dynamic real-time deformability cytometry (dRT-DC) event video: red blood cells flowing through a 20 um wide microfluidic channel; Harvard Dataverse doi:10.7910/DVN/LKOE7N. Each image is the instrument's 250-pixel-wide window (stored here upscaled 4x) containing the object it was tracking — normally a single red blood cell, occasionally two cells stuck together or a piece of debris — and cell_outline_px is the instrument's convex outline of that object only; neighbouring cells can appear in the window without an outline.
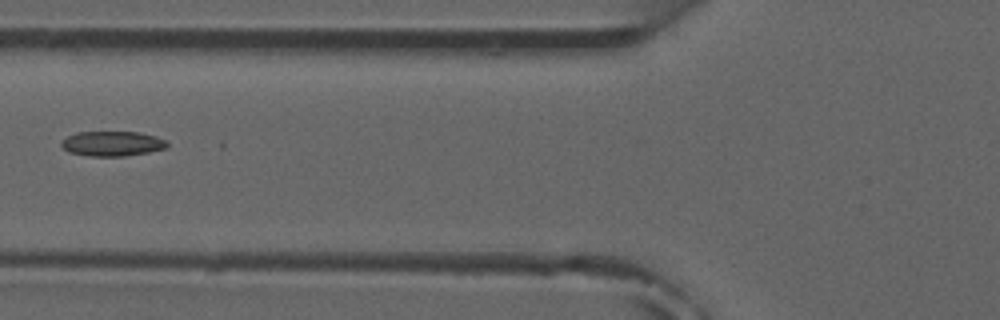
{"species": "common noctule bat (a hibernating species)", "species_latin": "Nyctalus noctula", "temperature_condition": "room temperature", "stored_images_in_passage": 6, "camera_frame_rate_fps": 3000, "um_per_image_px": 0.085, "animal": {"sex": "male", "forearm_length_mm": 52.5}, "frame": {"image": 1, "passage_image": 6, "time_ms": 5.667, "image_size_px": [1000, 320], "cell_outline_px": [[168, 148], [148, 152], [124, 156], [88, 156], [68, 152], [60, 144], [60, 140], [76, 132], [140, 132], [156, 136], [164, 140], [168, 144]], "centroid_in_image_um": [9.52, 12.21], "position_along_channel_um": 116.3, "area_um2": 15.43}}